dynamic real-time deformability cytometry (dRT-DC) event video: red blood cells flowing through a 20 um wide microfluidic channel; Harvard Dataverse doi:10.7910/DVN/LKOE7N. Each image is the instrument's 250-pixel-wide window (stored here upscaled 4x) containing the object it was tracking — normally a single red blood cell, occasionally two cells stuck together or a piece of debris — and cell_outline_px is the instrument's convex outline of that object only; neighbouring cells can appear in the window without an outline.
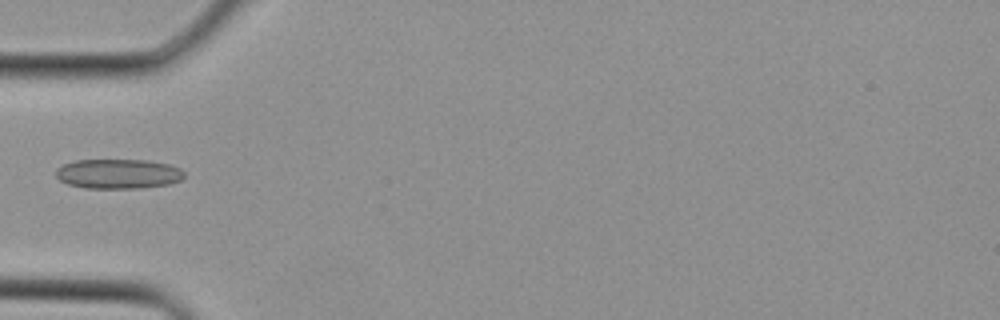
{"species": "Egyptian fruit bat (a non-hibernating species)", "species_latin": "Rousettus aegyptiacus", "temperature_condition": "cold", "stored_images_in_passage": 4, "camera_frame_rate_fps": 3000, "um_per_image_px": 0.085, "animal": {"sex": "female"}, "frame": {"image": 1, "passage_image": 4, "time_ms": 1.0, "image_size_px": [1000, 320], "cell_outline_px": [[184, 176], [180, 180], [168, 184], [140, 188], [84, 188], [68, 184], [60, 180], [56, 176], [56, 168], [64, 164], [76, 160], [148, 160], [168, 164], [180, 168], [184, 172]], "centroid_in_image_um": [10.04, 14.77], "position_along_channel_um": 75.0, "area_um2": 22.2}}